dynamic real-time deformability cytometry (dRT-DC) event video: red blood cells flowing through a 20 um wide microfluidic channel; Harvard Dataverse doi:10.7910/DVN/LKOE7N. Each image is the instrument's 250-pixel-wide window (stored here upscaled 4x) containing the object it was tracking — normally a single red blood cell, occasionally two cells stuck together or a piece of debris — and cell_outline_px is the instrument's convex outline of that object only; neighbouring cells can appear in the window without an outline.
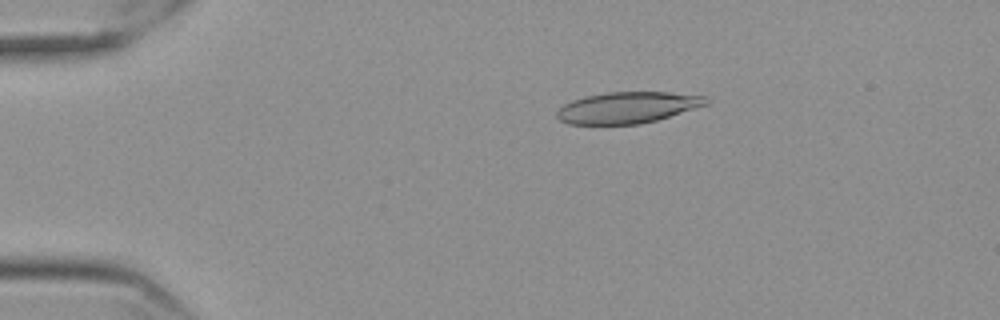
{"species": "Egyptian fruit bat (a non-hibernating species)", "species_latin": "Rousettus aegyptiacus", "temperature_condition": "cold", "stored_images_in_passage": 57, "camera_frame_rate_fps": 3000, "um_per_image_px": 0.085, "frame": {"image": 1, "passage_image": 11, "time_ms": 3.333, "image_size_px": [1000, 320], "cell_outline_px": [[712, 100], [708, 104], [656, 120], [640, 124], [568, 124], [560, 120], [556, 116], [556, 112], [564, 104], [572, 100], [584, 96], [608, 92], [668, 92], [708, 96]], "centroid_in_image_um": [53.36, 9.13], "position_along_channel_um": 31.6, "area_um2": 27.28}}
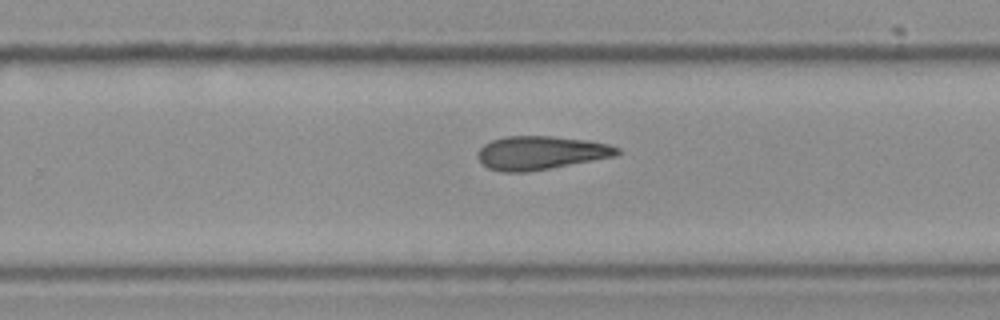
{"frame": {"image": 2, "passage_image": 37, "time_ms": 12.0, "image_size_px": [1000, 320], "cell_outline_px": [[620, 152], [616, 156], [528, 172], [500, 172], [488, 168], [476, 156], [476, 152], [484, 144], [492, 140], [504, 136], [552, 136], [588, 140], [608, 144], [620, 148]], "centroid_in_image_um": [45.95, 12.99], "position_along_channel_um": 283.9, "area_um2": 27.34}}
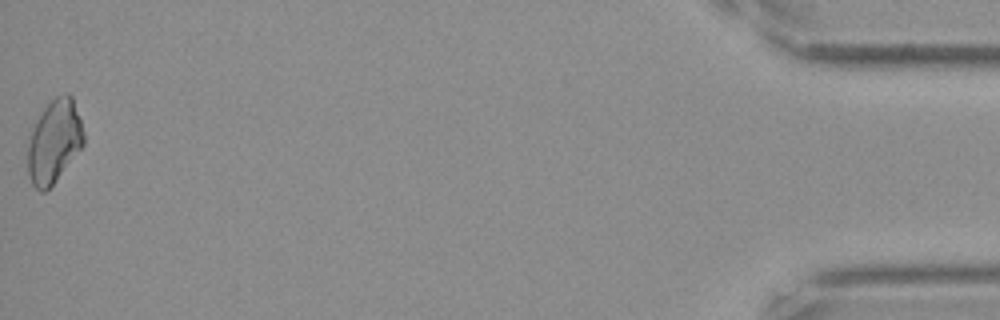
{"frame": {"image": 3, "passage_image": 57, "time_ms": 18.667, "image_size_px": [1000, 320], "cell_outline_px": [[84, 144], [52, 184], [44, 192], [40, 192], [32, 184], [28, 172], [28, 144], [32, 128], [36, 120], [44, 108], [56, 96], [64, 92], [68, 92], [72, 96], [84, 132]], "centroid_in_image_um": [4.6, 11.99], "position_along_channel_um": 430.6, "area_um2": 26.7}, "authors_computed_cell_mechanics": {"area_um2": 27.3394, "velocity_mm_per_s": 3.561, "shape_relaxation_time_tau1_ms": null, "shape_relaxation_time_tau2_ms": 9.7832, "deformation_change_tau1": null, "deformation_change_tau2": 0.2207}}